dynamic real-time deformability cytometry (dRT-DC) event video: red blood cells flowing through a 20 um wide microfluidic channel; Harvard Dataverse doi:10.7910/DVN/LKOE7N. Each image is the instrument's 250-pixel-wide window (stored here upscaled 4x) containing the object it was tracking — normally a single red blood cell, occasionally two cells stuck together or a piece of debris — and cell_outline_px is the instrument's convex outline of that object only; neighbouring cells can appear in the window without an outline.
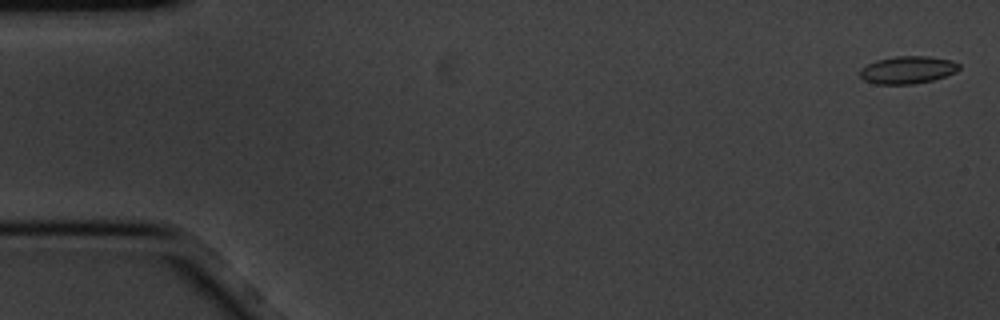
{"species": "common noctule bat (a hibernating species)", "species_latin": "Nyctalus noctula", "temperature_condition": "cold", "stored_images_in_passage": 6, "camera_frame_rate_fps": 3000, "um_per_image_px": 0.085, "animal": {"sex": "male", "body_mass_g": 20.1, "forearm_length_mm": 53.5}, "frame": {"image": 1, "passage_image": 6, "time_ms": 1.667, "image_size_px": [1000, 320], "cell_outline_px": [[960, 68], [956, 72], [932, 80], [912, 84], [876, 84], [864, 80], [860, 76], [860, 68], [876, 60], [896, 56], [928, 56], [952, 60], [960, 64]], "centroid_in_image_um": [77.15, 5.93], "position_along_channel_um": 7.9, "area_um2": 15.9}}